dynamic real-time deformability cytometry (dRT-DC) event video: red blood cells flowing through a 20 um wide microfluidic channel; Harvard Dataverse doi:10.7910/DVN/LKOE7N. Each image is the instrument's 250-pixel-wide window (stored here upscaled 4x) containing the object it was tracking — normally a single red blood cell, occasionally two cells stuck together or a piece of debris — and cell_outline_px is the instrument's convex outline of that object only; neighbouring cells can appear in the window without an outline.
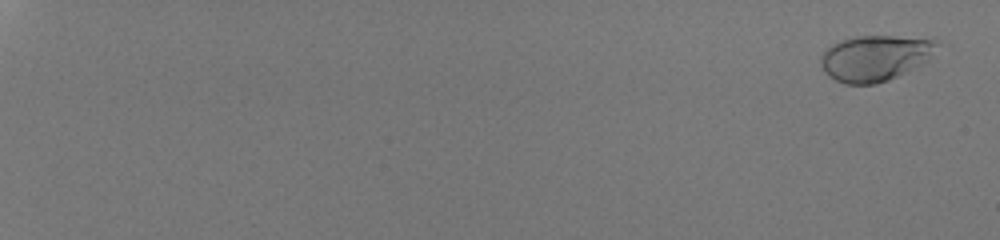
{"species": "human", "species_latin": "Homo sapiens", "temperature_condition": "room temperature", "stored_images_in_passage": 56, "camera_frame_rate_fps": 3000, "um_per_image_px": 0.085, "donor": {"sex": "male"}, "frame": {"image": 1, "passage_image": 3, "time_ms": 0.667, "image_size_px": [1000, 240], "cell_outline_px": [[940, 44], [932, 56], [928, 60], [888, 80], [876, 84], [844, 84], [828, 76], [824, 72], [820, 64], [820, 56], [832, 44], [856, 36], [932, 36], [940, 40]], "centroid_in_image_um": [74.45, 4.9], "position_along_channel_um": 10.6, "area_um2": 31.44}}
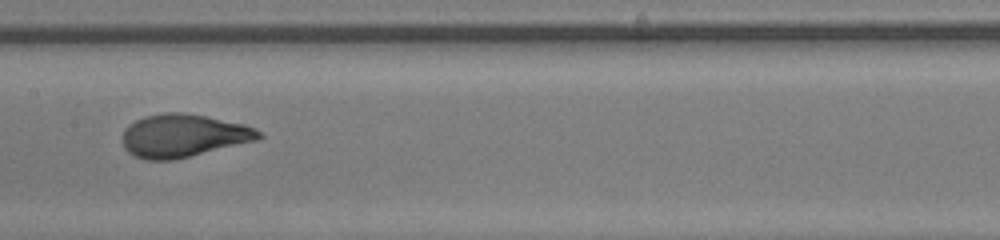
{"frame": {"image": 2, "passage_image": 35, "time_ms": 11.333, "image_size_px": [1000, 240], "cell_outline_px": [[264, 136], [256, 140], [172, 160], [148, 160], [136, 156], [128, 152], [124, 148], [124, 128], [136, 120], [144, 116], [164, 112], [184, 112], [244, 124], [260, 132]], "centroid_in_image_um": [15.55, 11.52], "position_along_channel_um": 191.8, "area_um2": 33.64}}
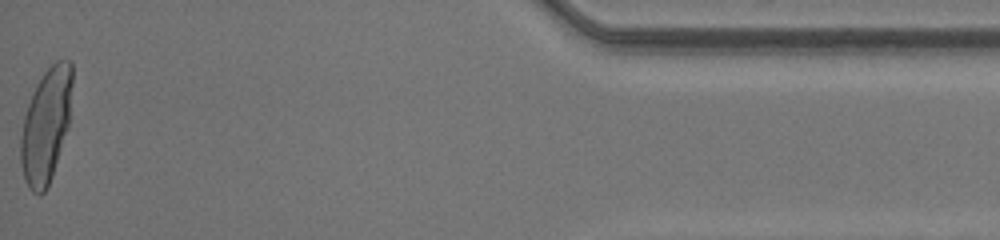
{"frame": {"image": 3, "passage_image": 56, "time_ms": 18.333, "image_size_px": [1000, 240], "cell_outline_px": [[72, 84], [68, 128], [48, 188], [40, 196], [32, 192], [28, 188], [20, 164], [20, 136], [24, 116], [32, 92], [36, 84], [44, 72], [56, 60], [72, 60]], "centroid_in_image_um": [3.9, 10.67], "position_along_channel_um": 431.3, "area_um2": 34.51}, "authors_computed_cell_mechanics": {"area_um2": 32.4258, "velocity_mm_per_s": 4.2553, "shape_relaxation_time_tau1_ms": 3.4065, "shape_relaxation_time_tau2_ms": null, "deformation_change_tau1": 0.2071, "deformation_change_tau2": null}}